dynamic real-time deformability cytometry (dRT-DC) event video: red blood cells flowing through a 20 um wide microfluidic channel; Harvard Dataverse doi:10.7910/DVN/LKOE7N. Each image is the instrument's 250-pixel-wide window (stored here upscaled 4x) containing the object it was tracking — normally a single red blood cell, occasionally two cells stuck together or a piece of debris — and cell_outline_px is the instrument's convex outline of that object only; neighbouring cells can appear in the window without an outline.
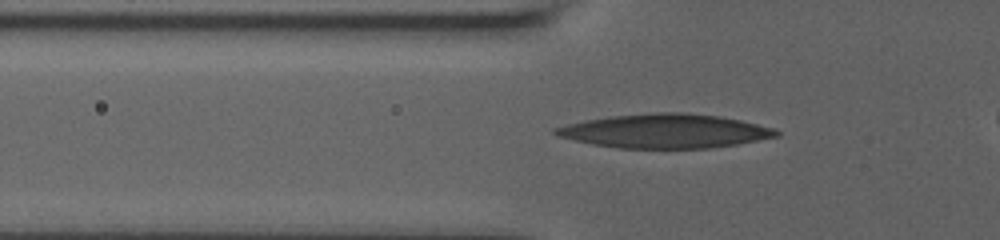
{"species": "human", "species_latin": "Homo sapiens", "temperature_condition": "room temperature", "stored_images_in_passage": 49, "camera_frame_rate_fps": 3000, "um_per_image_px": 0.085, "donor": {"sex": "male"}, "frame": {"image": 1, "passage_image": 17, "time_ms": 5.333, "image_size_px": [1000, 240], "cell_outline_px": [[780, 136], [736, 144], [712, 148], [616, 148], [592, 144], [556, 136], [552, 132], [552, 128], [584, 120], [608, 116], [656, 112], [688, 112], [720, 116], [740, 120], [776, 128], [780, 132]], "centroid_in_image_um": [56.52, 11.13], "position_along_channel_um": 69.3, "area_um2": 44.1}}
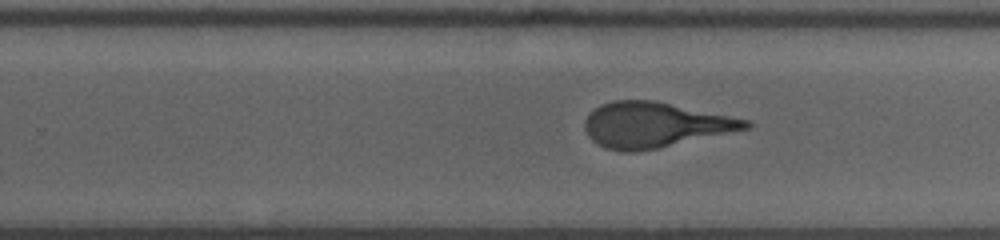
{"frame": {"image": 2, "passage_image": 34, "time_ms": 11.0, "image_size_px": [1000, 240], "cell_outline_px": [[752, 128], [656, 148], [632, 152], [620, 152], [604, 148], [596, 144], [588, 136], [584, 128], [584, 120], [600, 104], [612, 100], [652, 100], [748, 120], [752, 124]], "centroid_in_image_um": [55.6, 10.62], "position_along_channel_um": 274.2, "area_um2": 42.08}}
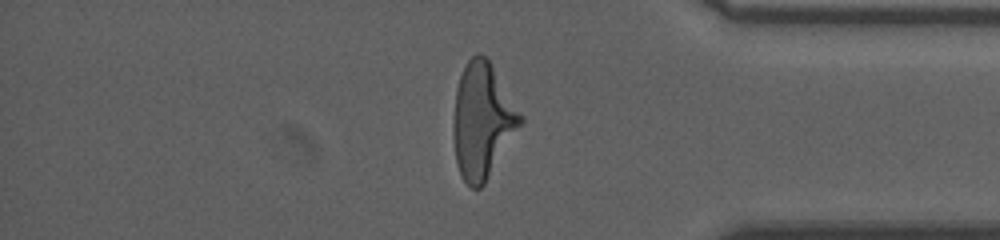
{"frame": {"image": 3, "passage_image": 45, "time_ms": 14.667, "image_size_px": [1000, 240], "cell_outline_px": [[524, 120], [484, 184], [480, 188], [472, 188], [464, 180], [456, 164], [452, 136], [452, 124], [456, 88], [460, 76], [468, 60], [472, 56], [480, 52], [488, 60], [524, 116]], "centroid_in_image_um": [40.98, 10.26], "position_along_channel_um": 394.2, "area_um2": 44.8}}